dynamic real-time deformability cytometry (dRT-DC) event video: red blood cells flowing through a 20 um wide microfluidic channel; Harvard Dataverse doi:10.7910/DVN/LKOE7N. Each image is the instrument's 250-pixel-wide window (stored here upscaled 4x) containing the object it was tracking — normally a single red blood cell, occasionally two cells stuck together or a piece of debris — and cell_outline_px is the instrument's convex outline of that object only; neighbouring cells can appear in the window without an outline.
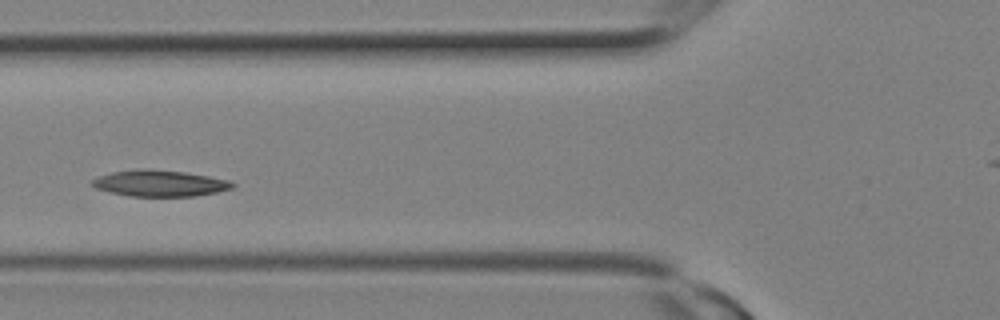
{"species": "Egyptian fruit bat (a non-hibernating species)", "species_latin": "Rousettus aegyptiacus", "temperature_condition": "room temperature", "stored_images_in_passage": 9, "camera_frame_rate_fps": 3000, "um_per_image_px": 0.085, "animal": {"sex": "female"}, "frame": {"image": 1, "passage_image": 8, "time_ms": 2.333, "image_size_px": [1000, 320], "cell_outline_px": [[236, 184], [232, 188], [216, 192], [196, 196], [132, 196], [112, 192], [96, 188], [88, 184], [96, 176], [112, 172], [136, 168], [152, 168], [184, 172], [208, 176], [228, 180]], "centroid_in_image_um": [13.53, 15.56], "position_along_channel_um": 112.3, "area_um2": 21.62}}